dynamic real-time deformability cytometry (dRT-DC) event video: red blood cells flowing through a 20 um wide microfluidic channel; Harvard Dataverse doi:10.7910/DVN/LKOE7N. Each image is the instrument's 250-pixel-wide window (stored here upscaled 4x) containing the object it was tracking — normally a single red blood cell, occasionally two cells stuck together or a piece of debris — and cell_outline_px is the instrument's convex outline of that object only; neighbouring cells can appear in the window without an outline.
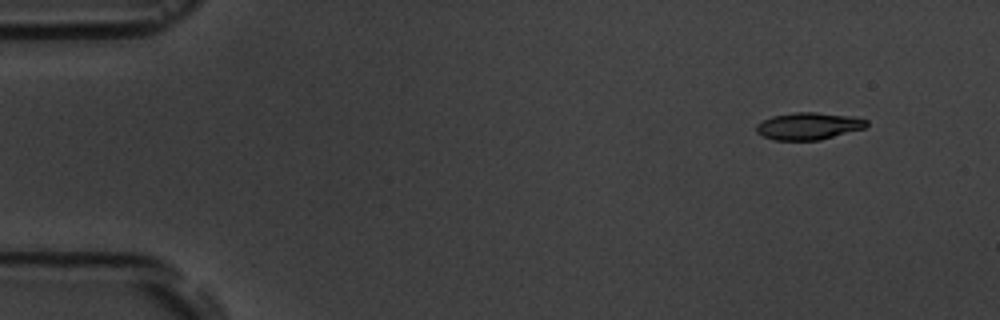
{"species": "common noctule bat (a hibernating species)", "species_latin": "Nyctalus noctula", "temperature_condition": "room temperature", "stored_images_in_passage": 4, "camera_frame_rate_fps": 3000, "um_per_image_px": 0.085, "animal": {"sex": "male", "body_mass_g": 19.5, "forearm_length_mm": 54.6}, "frame": {"image": 1, "passage_image": 1, "time_ms": 0.0, "image_size_px": [1000, 320], "cell_outline_px": [[868, 124], [864, 128], [820, 140], [776, 140], [764, 136], [756, 132], [756, 124], [772, 116], [792, 112], [816, 112], [852, 116], [868, 120]], "centroid_in_image_um": [68.72, 10.7], "position_along_channel_um": 16.3, "area_um2": 17.4}}
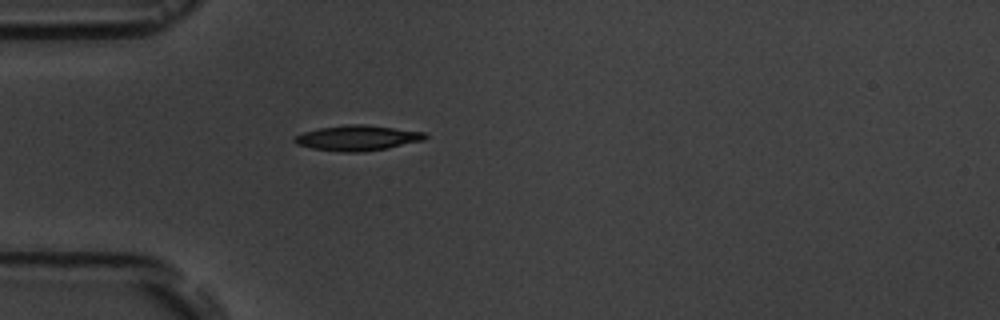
{"frame": {"image": 2, "passage_image": 4, "time_ms": 3.667, "image_size_px": [1000, 320], "cell_outline_px": [[428, 136], [424, 140], [388, 148], [360, 152], [344, 152], [312, 148], [296, 144], [292, 140], [296, 136], [304, 132], [320, 128], [344, 124], [364, 124], [424, 132]], "centroid_in_image_um": [30.38, 11.72], "position_along_channel_um": 54.6, "area_um2": 19.13}}